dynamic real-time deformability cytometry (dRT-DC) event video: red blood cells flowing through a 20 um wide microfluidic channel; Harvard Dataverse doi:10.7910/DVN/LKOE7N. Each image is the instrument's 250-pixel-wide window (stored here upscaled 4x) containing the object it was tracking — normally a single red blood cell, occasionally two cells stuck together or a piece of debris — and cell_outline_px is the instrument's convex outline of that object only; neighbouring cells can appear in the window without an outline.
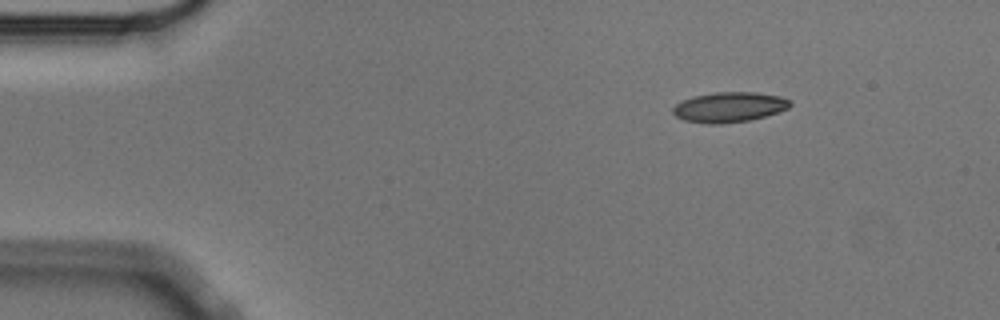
{"species": "Egyptian fruit bat (a non-hibernating species)", "species_latin": "Rousettus aegyptiacus", "temperature_condition": "cold", "stored_images_in_passage": 49, "camera_frame_rate_fps": 3000, "um_per_image_px": 0.085, "animal": {"sex": "male"}, "frame": {"image": 1, "passage_image": 1, "time_ms": 0.0, "image_size_px": [1000, 320], "cell_outline_px": [[792, 104], [788, 108], [764, 116], [748, 120], [720, 124], [708, 124], [684, 120], [676, 116], [672, 112], [672, 108], [676, 104], [692, 96], [716, 92], [756, 92], [780, 96], [792, 100]], "centroid_in_image_um": [61.98, 9.1], "position_along_channel_um": 23.0, "area_um2": 20.52}}
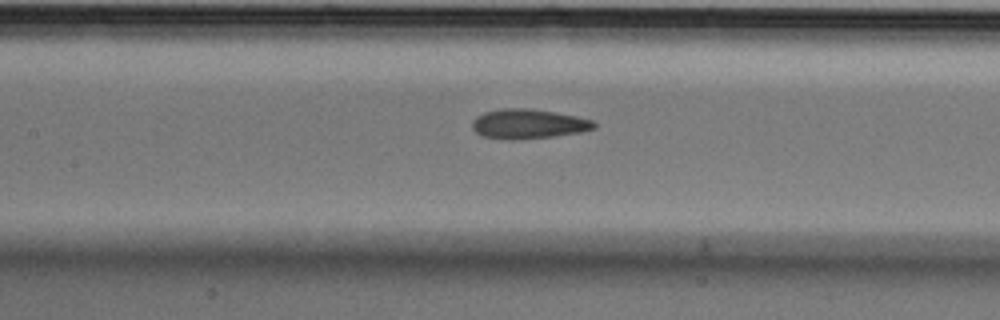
{"frame": {"image": 2, "passage_image": 19, "time_ms": 6.0, "image_size_px": [1000, 320], "cell_outline_px": [[596, 128], [580, 132], [552, 136], [520, 140], [508, 140], [484, 136], [476, 132], [472, 128], [472, 120], [476, 116], [484, 112], [500, 108], [532, 108], [576, 116], [592, 120], [596, 124]], "centroid_in_image_um": [44.88, 10.53], "position_along_channel_um": 162.5, "area_um2": 21.15}}
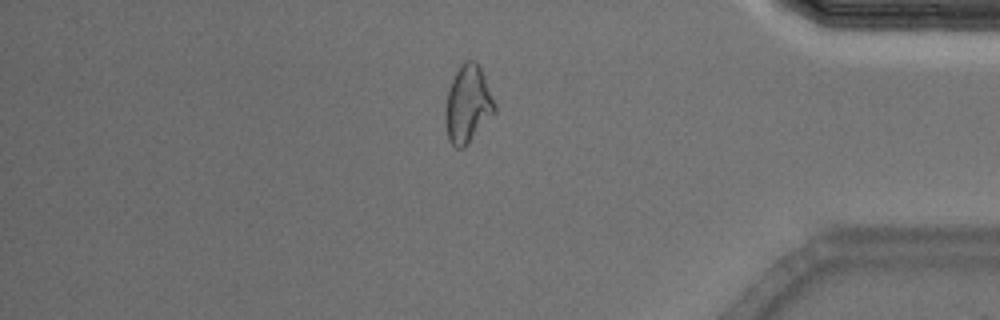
{"frame": {"image": 3, "passage_image": 41, "time_ms": 13.333, "image_size_px": [1000, 320], "cell_outline_px": [[496, 112], [468, 144], [464, 148], [456, 148], [448, 140], [444, 120], [444, 108], [448, 92], [452, 80], [460, 64], [464, 60], [476, 60], [484, 76], [496, 104]], "centroid_in_image_um": [39.75, 8.88], "position_along_channel_um": 395.4, "area_um2": 22.48}, "authors_computed_cell_mechanics": {"area_um2": 20.9814, "velocity_mm_per_s": 3.5441, "shape_relaxation_time_tau1_ms": null, "shape_relaxation_time_tau2_ms": 3.0694, "deformation_change_tau1": null, "deformation_change_tau2": 0.1006}}